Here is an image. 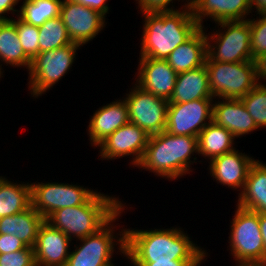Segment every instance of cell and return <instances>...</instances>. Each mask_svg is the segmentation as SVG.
Here are the masks:
<instances>
[{
  "label": "cell",
  "instance_id": "obj_1",
  "mask_svg": "<svg viewBox=\"0 0 266 266\" xmlns=\"http://www.w3.org/2000/svg\"><path fill=\"white\" fill-rule=\"evenodd\" d=\"M125 254L128 263L172 260H206L208 252L197 246L181 227L126 229Z\"/></svg>",
  "mask_w": 266,
  "mask_h": 266
},
{
  "label": "cell",
  "instance_id": "obj_2",
  "mask_svg": "<svg viewBox=\"0 0 266 266\" xmlns=\"http://www.w3.org/2000/svg\"><path fill=\"white\" fill-rule=\"evenodd\" d=\"M139 57L166 58L201 27L191 6L173 12L144 13Z\"/></svg>",
  "mask_w": 266,
  "mask_h": 266
},
{
  "label": "cell",
  "instance_id": "obj_3",
  "mask_svg": "<svg viewBox=\"0 0 266 266\" xmlns=\"http://www.w3.org/2000/svg\"><path fill=\"white\" fill-rule=\"evenodd\" d=\"M198 154L197 137L172 135L167 131L151 135L137 167L169 181L190 174ZM191 167V168H190ZM143 168V169H142Z\"/></svg>",
  "mask_w": 266,
  "mask_h": 266
},
{
  "label": "cell",
  "instance_id": "obj_4",
  "mask_svg": "<svg viewBox=\"0 0 266 266\" xmlns=\"http://www.w3.org/2000/svg\"><path fill=\"white\" fill-rule=\"evenodd\" d=\"M123 205L118 197L97 191L85 204L56 210L45 221L77 242L103 228Z\"/></svg>",
  "mask_w": 266,
  "mask_h": 266
},
{
  "label": "cell",
  "instance_id": "obj_5",
  "mask_svg": "<svg viewBox=\"0 0 266 266\" xmlns=\"http://www.w3.org/2000/svg\"><path fill=\"white\" fill-rule=\"evenodd\" d=\"M126 203L122 209L98 232L79 239V246L70 251L66 266H110L113 263L114 252L122 256L125 254L126 231L120 229L116 232L114 223L119 220L124 212ZM115 226V227H114ZM116 236H115V235ZM118 245V246H117ZM117 252H116V247Z\"/></svg>",
  "mask_w": 266,
  "mask_h": 266
},
{
  "label": "cell",
  "instance_id": "obj_6",
  "mask_svg": "<svg viewBox=\"0 0 266 266\" xmlns=\"http://www.w3.org/2000/svg\"><path fill=\"white\" fill-rule=\"evenodd\" d=\"M228 239L236 266H264L259 213L236 205Z\"/></svg>",
  "mask_w": 266,
  "mask_h": 266
},
{
  "label": "cell",
  "instance_id": "obj_7",
  "mask_svg": "<svg viewBox=\"0 0 266 266\" xmlns=\"http://www.w3.org/2000/svg\"><path fill=\"white\" fill-rule=\"evenodd\" d=\"M205 66L214 99H241L259 83L255 61L226 63L207 56Z\"/></svg>",
  "mask_w": 266,
  "mask_h": 266
},
{
  "label": "cell",
  "instance_id": "obj_8",
  "mask_svg": "<svg viewBox=\"0 0 266 266\" xmlns=\"http://www.w3.org/2000/svg\"><path fill=\"white\" fill-rule=\"evenodd\" d=\"M215 24L218 31L213 30L211 34L205 28L207 56L217 62L252 61L249 20L222 21Z\"/></svg>",
  "mask_w": 266,
  "mask_h": 266
},
{
  "label": "cell",
  "instance_id": "obj_9",
  "mask_svg": "<svg viewBox=\"0 0 266 266\" xmlns=\"http://www.w3.org/2000/svg\"><path fill=\"white\" fill-rule=\"evenodd\" d=\"M81 45L71 43L55 50L40 52L32 61L28 70V89L34 98H38L61 80L72 68L77 51Z\"/></svg>",
  "mask_w": 266,
  "mask_h": 266
},
{
  "label": "cell",
  "instance_id": "obj_10",
  "mask_svg": "<svg viewBox=\"0 0 266 266\" xmlns=\"http://www.w3.org/2000/svg\"><path fill=\"white\" fill-rule=\"evenodd\" d=\"M96 192L77 184L30 182L31 207L44 219L61 208L85 204Z\"/></svg>",
  "mask_w": 266,
  "mask_h": 266
},
{
  "label": "cell",
  "instance_id": "obj_11",
  "mask_svg": "<svg viewBox=\"0 0 266 266\" xmlns=\"http://www.w3.org/2000/svg\"><path fill=\"white\" fill-rule=\"evenodd\" d=\"M126 97L129 122L138 125L149 136L165 131L168 100L155 96L134 84Z\"/></svg>",
  "mask_w": 266,
  "mask_h": 266
},
{
  "label": "cell",
  "instance_id": "obj_12",
  "mask_svg": "<svg viewBox=\"0 0 266 266\" xmlns=\"http://www.w3.org/2000/svg\"><path fill=\"white\" fill-rule=\"evenodd\" d=\"M214 99L168 103L166 128L169 134L198 137L212 121Z\"/></svg>",
  "mask_w": 266,
  "mask_h": 266
},
{
  "label": "cell",
  "instance_id": "obj_13",
  "mask_svg": "<svg viewBox=\"0 0 266 266\" xmlns=\"http://www.w3.org/2000/svg\"><path fill=\"white\" fill-rule=\"evenodd\" d=\"M60 17L72 43L81 46L96 38L107 24L103 14L71 0H62Z\"/></svg>",
  "mask_w": 266,
  "mask_h": 266
},
{
  "label": "cell",
  "instance_id": "obj_14",
  "mask_svg": "<svg viewBox=\"0 0 266 266\" xmlns=\"http://www.w3.org/2000/svg\"><path fill=\"white\" fill-rule=\"evenodd\" d=\"M149 135L138 125L128 122L110 134L98 147L101 160H114L131 156L130 165L140 163Z\"/></svg>",
  "mask_w": 266,
  "mask_h": 266
},
{
  "label": "cell",
  "instance_id": "obj_15",
  "mask_svg": "<svg viewBox=\"0 0 266 266\" xmlns=\"http://www.w3.org/2000/svg\"><path fill=\"white\" fill-rule=\"evenodd\" d=\"M135 84L165 100H170L178 74L163 59L139 57Z\"/></svg>",
  "mask_w": 266,
  "mask_h": 266
},
{
  "label": "cell",
  "instance_id": "obj_16",
  "mask_svg": "<svg viewBox=\"0 0 266 266\" xmlns=\"http://www.w3.org/2000/svg\"><path fill=\"white\" fill-rule=\"evenodd\" d=\"M257 159L239 152L236 148L208 162L210 176L222 186L243 191L251 166Z\"/></svg>",
  "mask_w": 266,
  "mask_h": 266
},
{
  "label": "cell",
  "instance_id": "obj_17",
  "mask_svg": "<svg viewBox=\"0 0 266 266\" xmlns=\"http://www.w3.org/2000/svg\"><path fill=\"white\" fill-rule=\"evenodd\" d=\"M70 244L64 232L44 221L33 246L36 266H66Z\"/></svg>",
  "mask_w": 266,
  "mask_h": 266
},
{
  "label": "cell",
  "instance_id": "obj_18",
  "mask_svg": "<svg viewBox=\"0 0 266 266\" xmlns=\"http://www.w3.org/2000/svg\"><path fill=\"white\" fill-rule=\"evenodd\" d=\"M192 14L200 27L204 19L213 23L222 21H243L250 15V0H191Z\"/></svg>",
  "mask_w": 266,
  "mask_h": 266
},
{
  "label": "cell",
  "instance_id": "obj_19",
  "mask_svg": "<svg viewBox=\"0 0 266 266\" xmlns=\"http://www.w3.org/2000/svg\"><path fill=\"white\" fill-rule=\"evenodd\" d=\"M128 122V107L124 99L99 107L91 116L87 127L91 146L98 148L110 134Z\"/></svg>",
  "mask_w": 266,
  "mask_h": 266
},
{
  "label": "cell",
  "instance_id": "obj_20",
  "mask_svg": "<svg viewBox=\"0 0 266 266\" xmlns=\"http://www.w3.org/2000/svg\"><path fill=\"white\" fill-rule=\"evenodd\" d=\"M212 121L226 128L236 139L259 130L241 99L220 98L219 101V98H216L213 103Z\"/></svg>",
  "mask_w": 266,
  "mask_h": 266
},
{
  "label": "cell",
  "instance_id": "obj_21",
  "mask_svg": "<svg viewBox=\"0 0 266 266\" xmlns=\"http://www.w3.org/2000/svg\"><path fill=\"white\" fill-rule=\"evenodd\" d=\"M207 57L205 27L200 28L189 40L179 45L167 58L170 67L177 73H183L203 66Z\"/></svg>",
  "mask_w": 266,
  "mask_h": 266
},
{
  "label": "cell",
  "instance_id": "obj_22",
  "mask_svg": "<svg viewBox=\"0 0 266 266\" xmlns=\"http://www.w3.org/2000/svg\"><path fill=\"white\" fill-rule=\"evenodd\" d=\"M198 99H214L205 66L179 73L169 103H186Z\"/></svg>",
  "mask_w": 266,
  "mask_h": 266
},
{
  "label": "cell",
  "instance_id": "obj_23",
  "mask_svg": "<svg viewBox=\"0 0 266 266\" xmlns=\"http://www.w3.org/2000/svg\"><path fill=\"white\" fill-rule=\"evenodd\" d=\"M45 219L31 206L25 211L0 218V234H11L26 246L35 244L39 228Z\"/></svg>",
  "mask_w": 266,
  "mask_h": 266
},
{
  "label": "cell",
  "instance_id": "obj_24",
  "mask_svg": "<svg viewBox=\"0 0 266 266\" xmlns=\"http://www.w3.org/2000/svg\"><path fill=\"white\" fill-rule=\"evenodd\" d=\"M237 205L257 213H266V164L256 160L251 166Z\"/></svg>",
  "mask_w": 266,
  "mask_h": 266
},
{
  "label": "cell",
  "instance_id": "obj_25",
  "mask_svg": "<svg viewBox=\"0 0 266 266\" xmlns=\"http://www.w3.org/2000/svg\"><path fill=\"white\" fill-rule=\"evenodd\" d=\"M233 134L222 126L211 121L198 135V156L211 161L235 149Z\"/></svg>",
  "mask_w": 266,
  "mask_h": 266
},
{
  "label": "cell",
  "instance_id": "obj_26",
  "mask_svg": "<svg viewBox=\"0 0 266 266\" xmlns=\"http://www.w3.org/2000/svg\"><path fill=\"white\" fill-rule=\"evenodd\" d=\"M31 59L24 53L21 46L15 22L10 20H0V64H8L13 68H26L31 66Z\"/></svg>",
  "mask_w": 266,
  "mask_h": 266
},
{
  "label": "cell",
  "instance_id": "obj_27",
  "mask_svg": "<svg viewBox=\"0 0 266 266\" xmlns=\"http://www.w3.org/2000/svg\"><path fill=\"white\" fill-rule=\"evenodd\" d=\"M30 206V183H14L0 176V218L21 213Z\"/></svg>",
  "mask_w": 266,
  "mask_h": 266
},
{
  "label": "cell",
  "instance_id": "obj_28",
  "mask_svg": "<svg viewBox=\"0 0 266 266\" xmlns=\"http://www.w3.org/2000/svg\"><path fill=\"white\" fill-rule=\"evenodd\" d=\"M62 0H24L19 17L26 23L41 26L49 19L60 16Z\"/></svg>",
  "mask_w": 266,
  "mask_h": 266
},
{
  "label": "cell",
  "instance_id": "obj_29",
  "mask_svg": "<svg viewBox=\"0 0 266 266\" xmlns=\"http://www.w3.org/2000/svg\"><path fill=\"white\" fill-rule=\"evenodd\" d=\"M71 43L72 41L60 16L49 19L39 26V53L55 50Z\"/></svg>",
  "mask_w": 266,
  "mask_h": 266
},
{
  "label": "cell",
  "instance_id": "obj_30",
  "mask_svg": "<svg viewBox=\"0 0 266 266\" xmlns=\"http://www.w3.org/2000/svg\"><path fill=\"white\" fill-rule=\"evenodd\" d=\"M258 128H266V83H258L241 98Z\"/></svg>",
  "mask_w": 266,
  "mask_h": 266
},
{
  "label": "cell",
  "instance_id": "obj_31",
  "mask_svg": "<svg viewBox=\"0 0 266 266\" xmlns=\"http://www.w3.org/2000/svg\"><path fill=\"white\" fill-rule=\"evenodd\" d=\"M10 18L15 22L24 53L33 60L39 54V26L26 23L19 16Z\"/></svg>",
  "mask_w": 266,
  "mask_h": 266
},
{
  "label": "cell",
  "instance_id": "obj_32",
  "mask_svg": "<svg viewBox=\"0 0 266 266\" xmlns=\"http://www.w3.org/2000/svg\"><path fill=\"white\" fill-rule=\"evenodd\" d=\"M256 19V20H255ZM250 48L252 61H256L266 53V15H259L256 18H249Z\"/></svg>",
  "mask_w": 266,
  "mask_h": 266
},
{
  "label": "cell",
  "instance_id": "obj_33",
  "mask_svg": "<svg viewBox=\"0 0 266 266\" xmlns=\"http://www.w3.org/2000/svg\"><path fill=\"white\" fill-rule=\"evenodd\" d=\"M0 266H36L33 248L27 246L12 253L0 254Z\"/></svg>",
  "mask_w": 266,
  "mask_h": 266
},
{
  "label": "cell",
  "instance_id": "obj_34",
  "mask_svg": "<svg viewBox=\"0 0 266 266\" xmlns=\"http://www.w3.org/2000/svg\"><path fill=\"white\" fill-rule=\"evenodd\" d=\"M138 4V9L140 8L139 11L140 14L144 13H158V12H173L179 9H182L184 7H189L191 6V0H182L184 4L182 5L181 8L175 9L173 6V2L175 0H135ZM178 2L180 0H177ZM187 2V3H186ZM172 3V5H171ZM172 7H171V6Z\"/></svg>",
  "mask_w": 266,
  "mask_h": 266
},
{
  "label": "cell",
  "instance_id": "obj_35",
  "mask_svg": "<svg viewBox=\"0 0 266 266\" xmlns=\"http://www.w3.org/2000/svg\"><path fill=\"white\" fill-rule=\"evenodd\" d=\"M27 246L16 236L9 234H0V254L12 253L17 250H22Z\"/></svg>",
  "mask_w": 266,
  "mask_h": 266
},
{
  "label": "cell",
  "instance_id": "obj_36",
  "mask_svg": "<svg viewBox=\"0 0 266 266\" xmlns=\"http://www.w3.org/2000/svg\"><path fill=\"white\" fill-rule=\"evenodd\" d=\"M206 260H172L153 263H131L132 266H200Z\"/></svg>",
  "mask_w": 266,
  "mask_h": 266
},
{
  "label": "cell",
  "instance_id": "obj_37",
  "mask_svg": "<svg viewBox=\"0 0 266 266\" xmlns=\"http://www.w3.org/2000/svg\"><path fill=\"white\" fill-rule=\"evenodd\" d=\"M19 2L20 0H0V20H10L11 18L5 16L8 14H12L13 17L14 15L18 16L20 9H16L15 5Z\"/></svg>",
  "mask_w": 266,
  "mask_h": 266
},
{
  "label": "cell",
  "instance_id": "obj_38",
  "mask_svg": "<svg viewBox=\"0 0 266 266\" xmlns=\"http://www.w3.org/2000/svg\"><path fill=\"white\" fill-rule=\"evenodd\" d=\"M74 2H78L86 7H89L93 10H96L103 14L105 17L107 13H109L110 7L106 3L108 0H71Z\"/></svg>",
  "mask_w": 266,
  "mask_h": 266
},
{
  "label": "cell",
  "instance_id": "obj_39",
  "mask_svg": "<svg viewBox=\"0 0 266 266\" xmlns=\"http://www.w3.org/2000/svg\"><path fill=\"white\" fill-rule=\"evenodd\" d=\"M257 75L259 83L266 82V53L260 56L256 61ZM263 81V82H262Z\"/></svg>",
  "mask_w": 266,
  "mask_h": 266
},
{
  "label": "cell",
  "instance_id": "obj_40",
  "mask_svg": "<svg viewBox=\"0 0 266 266\" xmlns=\"http://www.w3.org/2000/svg\"><path fill=\"white\" fill-rule=\"evenodd\" d=\"M253 9L257 15H266V0H250L251 14L254 12Z\"/></svg>",
  "mask_w": 266,
  "mask_h": 266
},
{
  "label": "cell",
  "instance_id": "obj_41",
  "mask_svg": "<svg viewBox=\"0 0 266 266\" xmlns=\"http://www.w3.org/2000/svg\"><path fill=\"white\" fill-rule=\"evenodd\" d=\"M259 224L264 244V266H266V213H259Z\"/></svg>",
  "mask_w": 266,
  "mask_h": 266
},
{
  "label": "cell",
  "instance_id": "obj_42",
  "mask_svg": "<svg viewBox=\"0 0 266 266\" xmlns=\"http://www.w3.org/2000/svg\"><path fill=\"white\" fill-rule=\"evenodd\" d=\"M3 69H2V66H1V64H0V79H1V77H3L2 75H3V73H4V70L2 71Z\"/></svg>",
  "mask_w": 266,
  "mask_h": 266
}]
</instances>
